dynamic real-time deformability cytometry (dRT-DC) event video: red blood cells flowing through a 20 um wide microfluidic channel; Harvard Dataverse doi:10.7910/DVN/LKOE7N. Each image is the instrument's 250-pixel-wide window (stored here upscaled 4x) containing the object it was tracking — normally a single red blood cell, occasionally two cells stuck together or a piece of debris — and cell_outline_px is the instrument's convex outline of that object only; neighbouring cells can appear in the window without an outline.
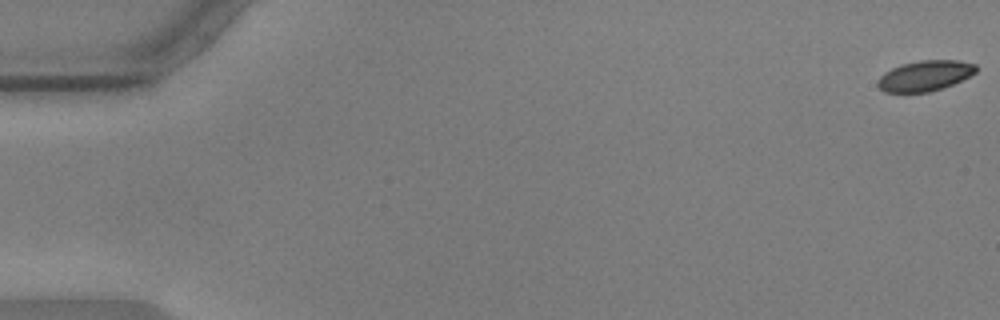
{"species": "common noctule bat (a hibernating species)", "species_latin": "Nyctalus noctula", "temperature_condition": "warm", "stored_images_in_passage": 56, "camera_frame_rate_fps": 3000, "um_per_image_px": 0.085, "animal": {"sex": "male", "body_mass_g": 17.9, "forearm_length_mm": 54.2}, "frame": {"image": 1, "passage_image": 1, "time_ms": 0.0, "image_size_px": [1000, 320], "cell_outline_px": [[976, 72], [952, 84], [928, 92], [884, 92], [876, 84], [876, 80], [884, 72], [900, 64], [920, 60], [956, 60], [976, 64]], "centroid_in_image_um": [78.57, 6.43], "position_along_channel_um": 6.4, "area_um2": 17.34}}
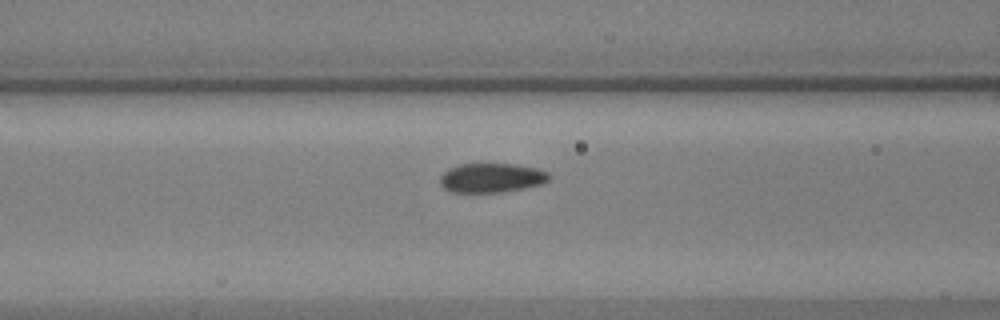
{"frame": {"image": 2, "passage_image": 24, "time_ms": 7.667, "image_size_px": [1000, 320], "cell_outline_px": [[552, 176], [544, 184], [504, 192], [452, 192], [444, 188], [440, 184], [440, 176], [448, 168], [460, 164], [516, 164], [540, 168], [548, 172]], "centroid_in_image_um": [41.83, 15.11], "position_along_channel_um": 124.8, "area_um2": 18.9}}
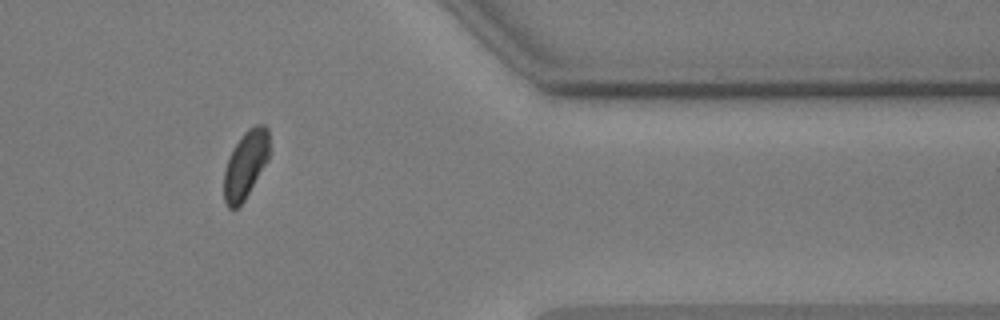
{"frame": {"image": 3, "passage_image": 48, "time_ms": 15.667, "image_size_px": [1000, 320], "cell_outline_px": [[268, 160], [244, 200], [236, 208], [228, 208], [224, 200], [224, 168], [236, 144], [244, 132], [248, 128], [256, 124], [264, 124], [268, 128]], "centroid_in_image_um": [20.87, 13.98], "position_along_channel_um": 390.5, "area_um2": 17.57}}